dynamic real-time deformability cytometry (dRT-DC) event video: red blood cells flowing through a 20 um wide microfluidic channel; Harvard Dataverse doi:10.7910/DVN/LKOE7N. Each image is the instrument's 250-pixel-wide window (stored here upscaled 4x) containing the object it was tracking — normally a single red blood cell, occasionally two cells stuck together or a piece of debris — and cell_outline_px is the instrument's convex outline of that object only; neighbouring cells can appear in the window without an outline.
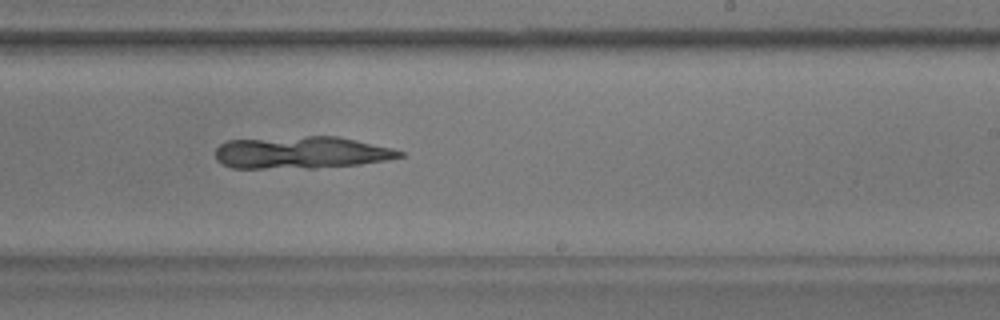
{"species": "common noctule bat (a hibernating species)", "species_latin": "Nyctalus noctula", "temperature_condition": "warm", "stored_images_in_passage": 39, "camera_frame_rate_fps": 3000, "um_per_image_px": 0.085, "animal": {"sex": "male", "body_mass_g": 17.9}, "frame": {"image": 1, "passage_image": 17, "time_ms": 5.333, "image_size_px": [1000, 320], "cell_outline_px": [[404, 156], [384, 160], [360, 164], [316, 168], [232, 168], [216, 160], [216, 148], [220, 144], [228, 140], [308, 136], [336, 136], [356, 140], [392, 148], [404, 152]], "centroid_in_image_um": [25.59, 12.97], "position_along_channel_um": 263.4, "area_um2": 34.51}}